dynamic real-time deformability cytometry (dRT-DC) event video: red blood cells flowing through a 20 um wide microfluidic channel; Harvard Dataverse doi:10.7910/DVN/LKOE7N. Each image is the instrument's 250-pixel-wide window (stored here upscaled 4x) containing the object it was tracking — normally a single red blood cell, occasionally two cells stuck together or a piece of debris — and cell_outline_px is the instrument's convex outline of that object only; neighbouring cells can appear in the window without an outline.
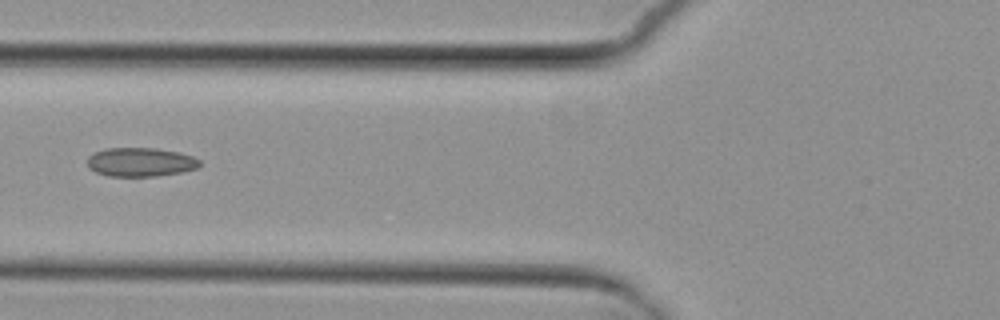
{"species": "common noctule bat (a hibernating species)", "species_latin": "Nyctalus noctula", "temperature_condition": "cold", "stored_images_in_passage": 3, "camera_frame_rate_fps": 3000, "um_per_image_px": 0.085, "animal": {"sex": "female", "body_mass_g": 29.2, "forearm_length_mm": 56.3}, "frame": {"image": 1, "passage_image": 3, "time_ms": 3.333, "image_size_px": [1000, 320], "cell_outline_px": [[200, 164], [196, 168], [184, 172], [156, 176], [108, 176], [96, 172], [88, 168], [88, 156], [92, 152], [104, 148], [156, 148], [180, 152], [192, 156], [200, 160]], "centroid_in_image_um": [11.92, 13.77], "position_along_channel_um": 113.9, "area_um2": 19.13}}